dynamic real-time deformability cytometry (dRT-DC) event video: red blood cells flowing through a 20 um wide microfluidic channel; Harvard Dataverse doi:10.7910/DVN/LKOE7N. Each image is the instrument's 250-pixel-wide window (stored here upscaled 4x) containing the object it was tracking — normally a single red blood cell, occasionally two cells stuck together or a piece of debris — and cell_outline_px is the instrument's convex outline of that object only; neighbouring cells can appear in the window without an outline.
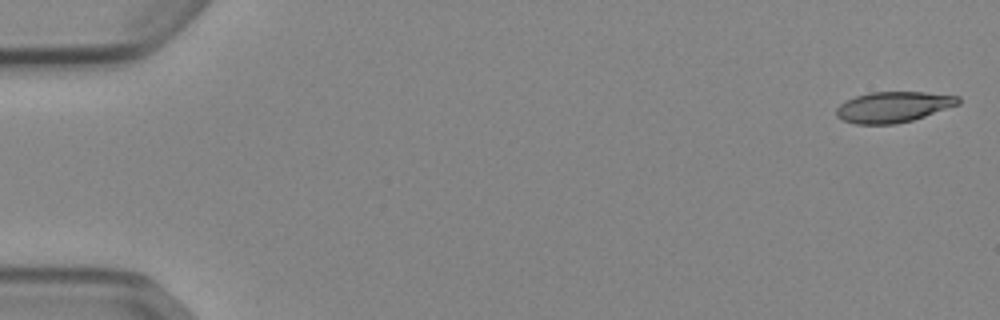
{"species": "Egyptian fruit bat (a non-hibernating species)", "species_latin": "Rousettus aegyptiacus", "temperature_condition": "cold", "stored_images_in_passage": 52, "camera_frame_rate_fps": 3000, "um_per_image_px": 0.085, "animal": {"sex": "female"}, "frame": {"image": 1, "passage_image": 1, "time_ms": 0.0, "image_size_px": [1000, 320], "cell_outline_px": [[960, 104], [912, 120], [896, 124], [856, 124], [844, 120], [836, 116], [836, 108], [840, 104], [856, 96], [868, 92], [924, 92], [960, 96]], "centroid_in_image_um": [75.93, 9.09], "position_along_channel_um": 9.1, "area_um2": 21.73}}
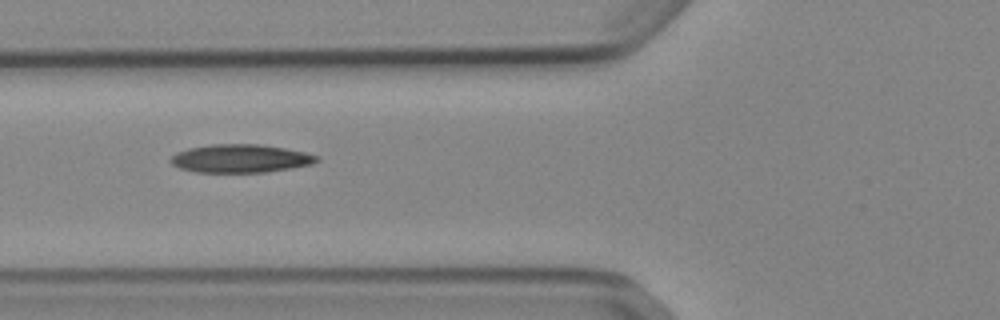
{"frame": {"image": 2, "passage_image": 20, "time_ms": 6.333, "image_size_px": [1000, 320], "cell_outline_px": [[320, 160], [312, 164], [292, 168], [264, 172], [196, 172], [180, 168], [172, 164], [168, 160], [176, 152], [188, 148], [212, 144], [260, 144], [284, 148], [304, 152], [320, 156]], "centroid_in_image_um": [20.44, 13.47], "position_along_channel_um": 105.4, "area_um2": 24.1}}
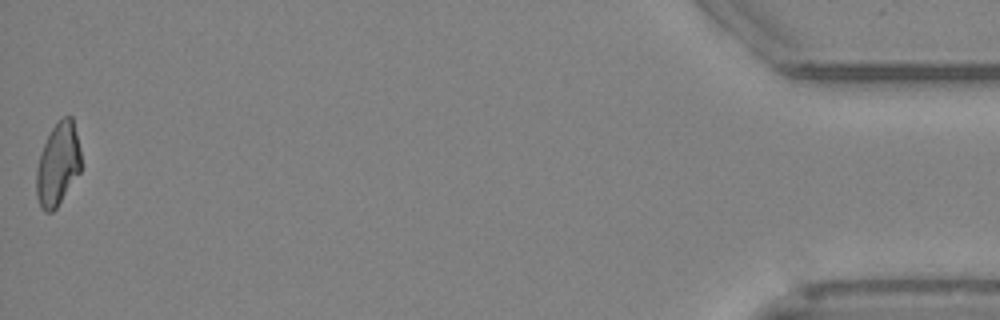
{"frame": {"image": 3, "passage_image": 52, "time_ms": 17.0, "image_size_px": [1000, 320], "cell_outline_px": [[80, 172], [56, 208], [52, 212], [44, 212], [40, 208], [36, 196], [36, 168], [40, 152], [52, 128], [64, 116], [72, 116], [80, 148]], "centroid_in_image_um": [4.9, 13.99], "position_along_channel_um": 430.3, "area_um2": 21.5}, "authors_computed_cell_mechanics": {"area_um2": 22.9755, "velocity_mm_per_s": 3.8995, "shape_relaxation_time_tau1_ms": 9.9085, "shape_relaxation_time_tau2_ms": 5.3219, "deformation_change_tau1": 0.2259, "deformation_change_tau2": 0.1299}}